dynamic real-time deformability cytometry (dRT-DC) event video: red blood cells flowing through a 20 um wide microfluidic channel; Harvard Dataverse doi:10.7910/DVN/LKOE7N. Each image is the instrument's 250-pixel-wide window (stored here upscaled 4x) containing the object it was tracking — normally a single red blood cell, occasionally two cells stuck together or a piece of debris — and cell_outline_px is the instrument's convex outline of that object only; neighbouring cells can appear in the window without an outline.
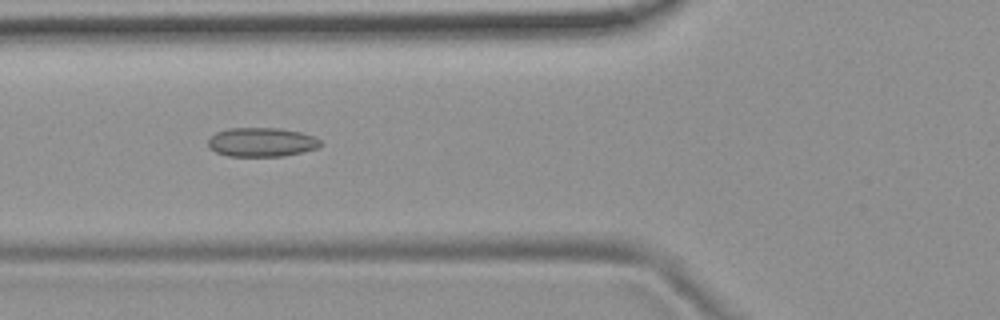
{"species": "common noctule bat (a hibernating species)", "species_latin": "Nyctalus noctula", "temperature_condition": "room temperature", "stored_images_in_passage": 54, "camera_frame_rate_fps": 3000, "um_per_image_px": 0.085, "animal": {"sex": "female", "body_mass_g": 19.9}, "frame": {"image": 1, "passage_image": 20, "time_ms": 6.333, "image_size_px": [1000, 320], "cell_outline_px": [[324, 144], [316, 148], [284, 156], [228, 156], [216, 152], [208, 148], [208, 140], [216, 132], [228, 128], [280, 128], [300, 132], [316, 136]], "centroid_in_image_um": [22.24, 12.08], "position_along_channel_um": 103.6, "area_um2": 19.13}}
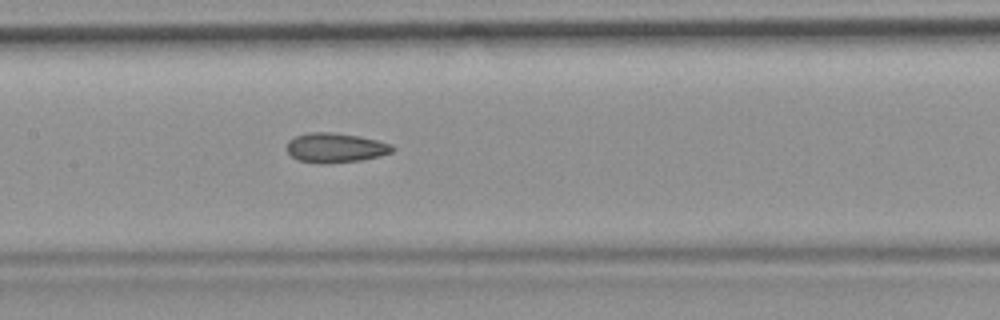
{"frame": {"image": 2, "passage_image": 26, "time_ms": 8.333, "image_size_px": [1000, 320], "cell_outline_px": [[396, 148], [392, 152], [360, 160], [328, 164], [320, 164], [296, 160], [288, 152], [288, 140], [296, 136], [308, 132], [332, 132], [356, 136], [376, 140], [392, 144]], "centroid_in_image_um": [28.48, 12.57], "position_along_channel_um": 178.9, "area_um2": 18.15}}
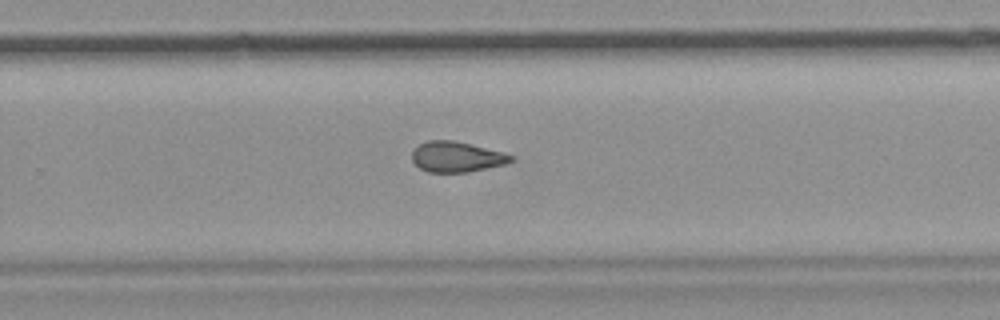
{"frame": {"image": 3, "passage_image": 35, "time_ms": 11.333, "image_size_px": [1000, 320], "cell_outline_px": [[512, 160], [504, 164], [468, 172], [428, 172], [420, 168], [412, 160], [412, 152], [420, 144], [428, 140], [452, 140], [504, 152], [512, 156]], "centroid_in_image_um": [38.78, 13.33], "position_along_channel_um": 291.0, "area_um2": 17.28}, "authors_computed_cell_mechanics": {"area_um2": 18.4671, "velocity_mm_per_s": 3.7548, "shape_relaxation_time_tau1_ms": null, "shape_relaxation_time_tau2_ms": 2.4508, "deformation_change_tau1": null, "deformation_change_tau2": 0.0938}}